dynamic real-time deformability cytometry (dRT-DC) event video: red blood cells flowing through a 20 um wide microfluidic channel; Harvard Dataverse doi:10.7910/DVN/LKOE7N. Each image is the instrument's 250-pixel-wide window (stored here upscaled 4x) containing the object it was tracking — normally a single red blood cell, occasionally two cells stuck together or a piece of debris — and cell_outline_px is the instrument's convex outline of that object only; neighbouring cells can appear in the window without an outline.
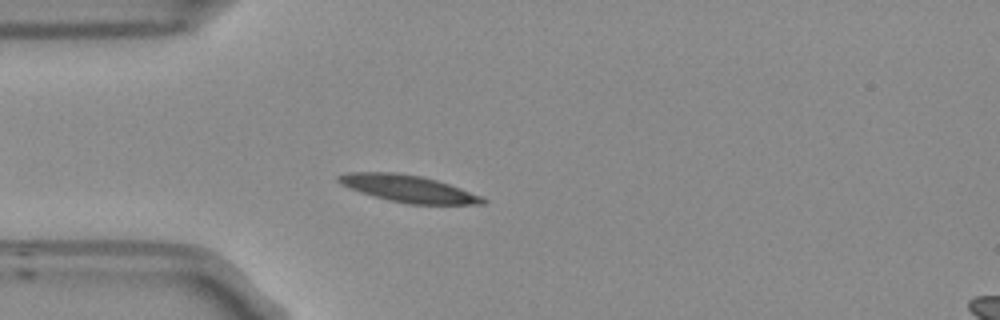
{"species": "Egyptian fruit bat (a non-hibernating species)", "species_latin": "Rousettus aegyptiacus", "temperature_condition": "room temperature", "stored_images_in_passage": 43, "camera_frame_rate_fps": 3000, "um_per_image_px": 0.085, "frame": {"image": 1, "passage_image": 3, "time_ms": 0.667, "image_size_px": [1000, 320], "cell_outline_px": [[488, 200], [484, 204], [408, 204], [388, 200], [360, 192], [348, 188], [336, 180], [336, 176], [348, 172], [392, 172], [420, 176], [436, 180], [460, 188], [480, 196]], "centroid_in_image_um": [34.66, 16.03], "position_along_channel_um": 50.3, "area_um2": 22.48}}
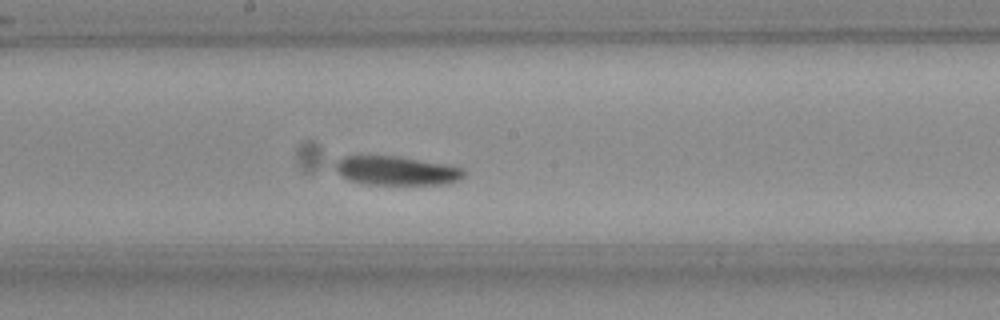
{"frame": {"image": 2, "passage_image": 17, "time_ms": 5.333, "image_size_px": [1000, 320], "cell_outline_px": [[464, 176], [460, 180], [448, 184], [368, 184], [348, 180], [340, 176], [332, 168], [336, 160], [344, 156], [396, 156], [448, 164], [464, 168]], "centroid_in_image_um": [33.67, 14.5], "position_along_channel_um": 214.5, "area_um2": 22.02}}
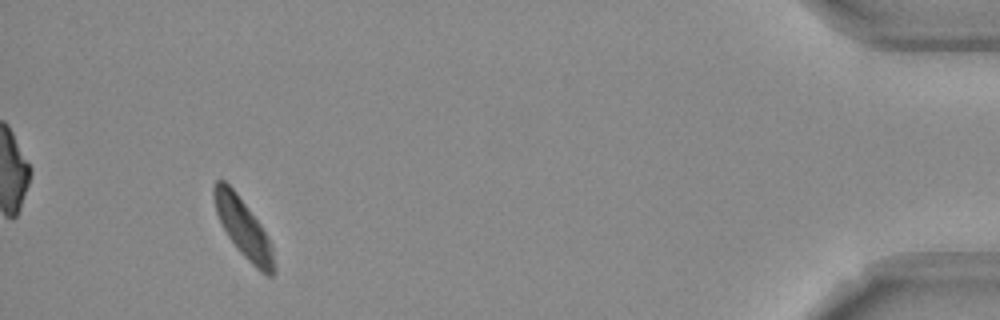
{"frame": {"image": 3, "passage_image": 39, "time_ms": 12.667, "image_size_px": [1000, 320], "cell_outline_px": [[276, 272], [272, 276], [268, 276], [260, 272], [236, 248], [228, 236], [216, 212], [212, 196], [212, 188], [216, 180], [224, 180], [236, 192], [260, 224], [272, 248], [276, 268]], "centroid_in_image_um": [20.67, 19.39], "position_along_channel_um": 414.5, "area_um2": 20.29}, "authors_computed_cell_mechanics": {"area_um2": 21.6172, "velocity_mm_per_s": 3.705, "shape_relaxation_time_tau1_ms": 5.0855, "shape_relaxation_time_tau2_ms": null, "deformation_change_tau1": 0.1344, "deformation_change_tau2": null}}